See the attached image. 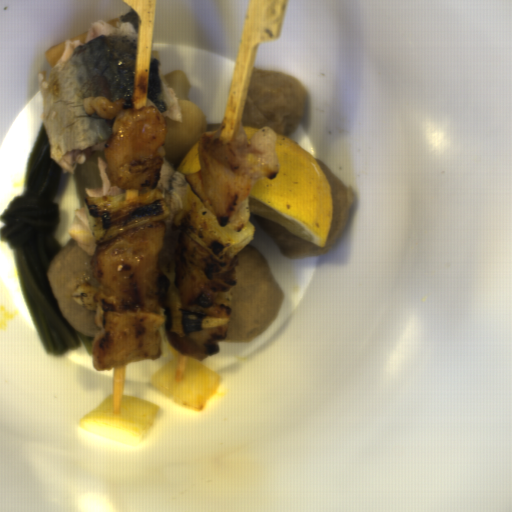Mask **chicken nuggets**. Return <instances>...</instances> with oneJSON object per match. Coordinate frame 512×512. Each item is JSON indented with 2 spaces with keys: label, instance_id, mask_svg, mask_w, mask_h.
I'll list each match as a JSON object with an SVG mask.
<instances>
[{
  "label": "chicken nuggets",
  "instance_id": "2",
  "mask_svg": "<svg viewBox=\"0 0 512 512\" xmlns=\"http://www.w3.org/2000/svg\"><path fill=\"white\" fill-rule=\"evenodd\" d=\"M276 132L264 127L248 145L247 132L238 129L230 144L208 134L198 139L199 171L185 175L187 186L210 210L220 226L243 228L247 200L258 181L274 180L280 169Z\"/></svg>",
  "mask_w": 512,
  "mask_h": 512
},
{
  "label": "chicken nuggets",
  "instance_id": "1",
  "mask_svg": "<svg viewBox=\"0 0 512 512\" xmlns=\"http://www.w3.org/2000/svg\"><path fill=\"white\" fill-rule=\"evenodd\" d=\"M166 228L162 219L98 244L91 266L99 284L83 282L73 294L75 302L96 312V370L156 360L163 353L161 300L170 285L160 266Z\"/></svg>",
  "mask_w": 512,
  "mask_h": 512
},
{
  "label": "chicken nuggets",
  "instance_id": "5",
  "mask_svg": "<svg viewBox=\"0 0 512 512\" xmlns=\"http://www.w3.org/2000/svg\"><path fill=\"white\" fill-rule=\"evenodd\" d=\"M227 335L226 327H205L198 330H190L183 337L169 333L166 338L171 347L188 357L204 360L206 356H213L219 352L216 341Z\"/></svg>",
  "mask_w": 512,
  "mask_h": 512
},
{
  "label": "chicken nuggets",
  "instance_id": "4",
  "mask_svg": "<svg viewBox=\"0 0 512 512\" xmlns=\"http://www.w3.org/2000/svg\"><path fill=\"white\" fill-rule=\"evenodd\" d=\"M239 265L236 257L223 265L197 240L180 232L174 284L184 310L207 318H230Z\"/></svg>",
  "mask_w": 512,
  "mask_h": 512
},
{
  "label": "chicken nuggets",
  "instance_id": "3",
  "mask_svg": "<svg viewBox=\"0 0 512 512\" xmlns=\"http://www.w3.org/2000/svg\"><path fill=\"white\" fill-rule=\"evenodd\" d=\"M124 99L111 102L106 96H86V114L113 121L103 146L106 178L122 189L154 190L160 181L163 157L160 148L167 140L163 114L156 106L124 108Z\"/></svg>",
  "mask_w": 512,
  "mask_h": 512
}]
</instances>
